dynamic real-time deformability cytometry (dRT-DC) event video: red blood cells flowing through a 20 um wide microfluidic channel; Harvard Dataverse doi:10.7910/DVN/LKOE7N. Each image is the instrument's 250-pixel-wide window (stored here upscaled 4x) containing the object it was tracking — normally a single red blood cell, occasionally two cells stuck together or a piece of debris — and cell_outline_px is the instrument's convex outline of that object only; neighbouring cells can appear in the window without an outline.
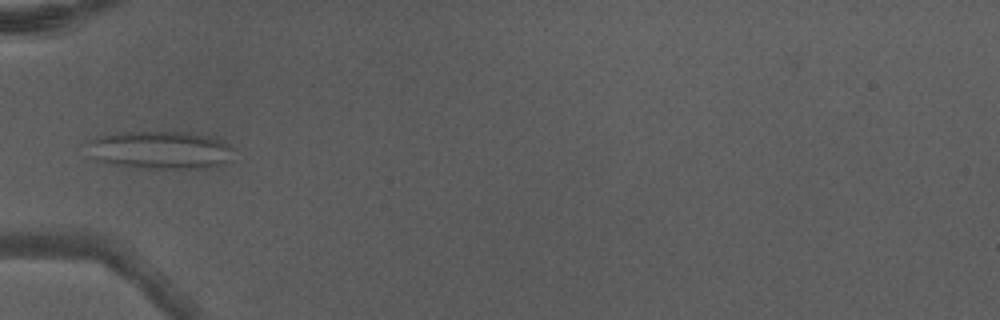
{"species": "Egyptian fruit bat (a non-hibernating species)", "species_latin": "Rousettus aegyptiacus", "temperature_condition": "warm", "stored_images_in_passage": 6, "camera_frame_rate_fps": 3000, "um_per_image_px": 0.085, "animal": {"sex": "male"}, "frame": {"image": 1, "passage_image": 6, "time_ms": 1.667, "image_size_px": [1000, 320], "cell_outline_px": [[232, 160], [224, 164], [212, 168], [136, 168], [116, 164], [100, 160], [92, 156], [80, 144], [88, 140], [100, 136], [120, 132], [188, 132], [208, 136], [220, 140], [228, 144], [232, 148]], "centroid_in_image_um": [13.59, 12.75], "position_along_channel_um": 71.4, "area_um2": 32.71}}